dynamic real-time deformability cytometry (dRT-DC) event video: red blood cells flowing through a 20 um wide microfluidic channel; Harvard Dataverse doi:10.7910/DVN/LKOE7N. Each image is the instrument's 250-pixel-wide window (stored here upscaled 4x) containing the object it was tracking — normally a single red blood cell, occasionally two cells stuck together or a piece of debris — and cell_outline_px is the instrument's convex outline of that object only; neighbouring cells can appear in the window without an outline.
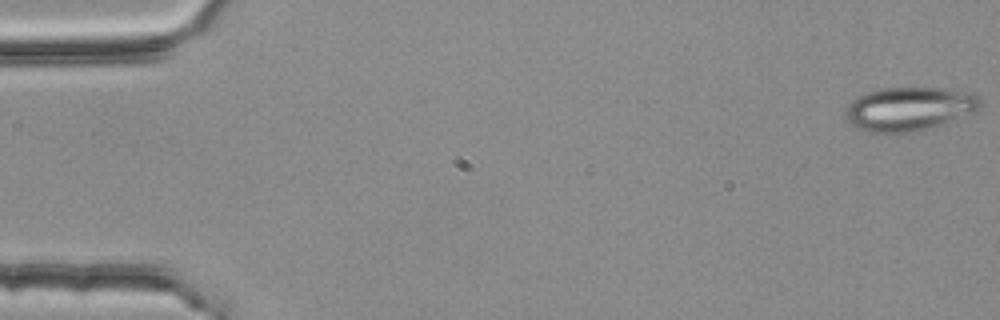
{"species": "common noctule bat (a hibernating species)", "species_latin": "Nyctalus noctula", "temperature_condition": "room temperature", "stored_images_in_passage": 5, "camera_frame_rate_fps": 3000, "um_per_image_px": 0.085, "animal": {"sex": "female", "body_mass_g": 25.1}, "frame": {"image": 1, "passage_image": 1, "time_ms": 0.0, "image_size_px": [1000, 320], "cell_outline_px": [[984, 100], [980, 108], [940, 124], [916, 132], [868, 132], [856, 128], [848, 120], [848, 104], [856, 96], [880, 88], [944, 88], [976, 92]], "centroid_in_image_um": [77.32, 9.22], "position_along_channel_um": 7.7, "area_um2": 34.16}}